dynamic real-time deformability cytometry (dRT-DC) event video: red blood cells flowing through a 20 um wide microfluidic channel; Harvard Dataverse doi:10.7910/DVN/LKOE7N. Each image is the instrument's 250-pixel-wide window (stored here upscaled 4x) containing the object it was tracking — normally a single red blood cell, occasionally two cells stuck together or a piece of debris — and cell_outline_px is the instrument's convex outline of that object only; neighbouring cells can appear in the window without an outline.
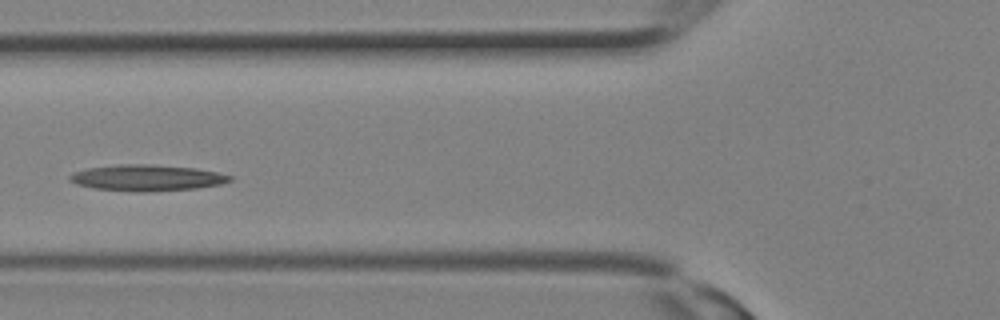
{"species": "Egyptian fruit bat (a non-hibernating species)", "species_latin": "Rousettus aegyptiacus", "temperature_condition": "room temperature", "stored_images_in_passage": 12, "camera_frame_rate_fps": 3000, "um_per_image_px": 0.085, "animal": {"sex": "female"}, "frame": {"image": 1, "passage_image": 9, "time_ms": 2.667, "image_size_px": [1000, 320], "cell_outline_px": [[232, 180], [220, 184], [196, 188], [148, 192], [136, 192], [96, 188], [76, 184], [68, 180], [68, 176], [72, 172], [88, 168], [116, 164], [152, 164], [196, 168], [216, 172], [232, 176]], "centroid_in_image_um": [12.45, 15.11], "position_along_channel_um": 113.3, "area_um2": 24.51}}
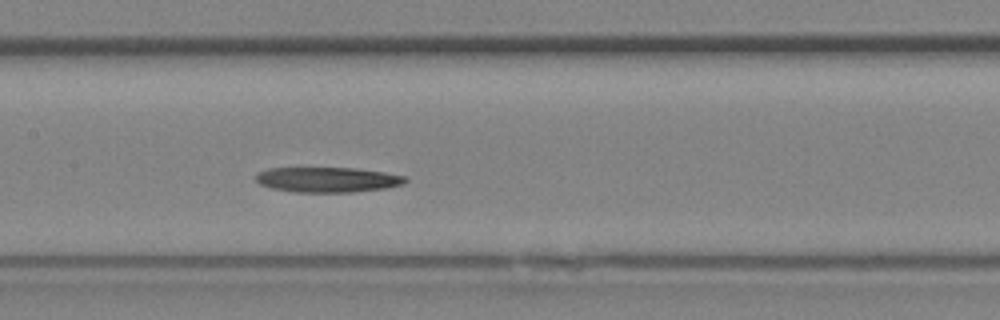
{"frame": {"image": 2, "passage_image": 12, "time_ms": 3.667, "image_size_px": [1000, 320], "cell_outline_px": [[408, 180], [404, 184], [388, 188], [352, 192], [296, 192], [272, 188], [260, 184], [256, 180], [256, 176], [260, 172], [268, 168], [356, 168], [384, 172], [404, 176]], "centroid_in_image_um": [27.88, 15.27], "position_along_channel_um": 179.5, "area_um2": 21.85}}